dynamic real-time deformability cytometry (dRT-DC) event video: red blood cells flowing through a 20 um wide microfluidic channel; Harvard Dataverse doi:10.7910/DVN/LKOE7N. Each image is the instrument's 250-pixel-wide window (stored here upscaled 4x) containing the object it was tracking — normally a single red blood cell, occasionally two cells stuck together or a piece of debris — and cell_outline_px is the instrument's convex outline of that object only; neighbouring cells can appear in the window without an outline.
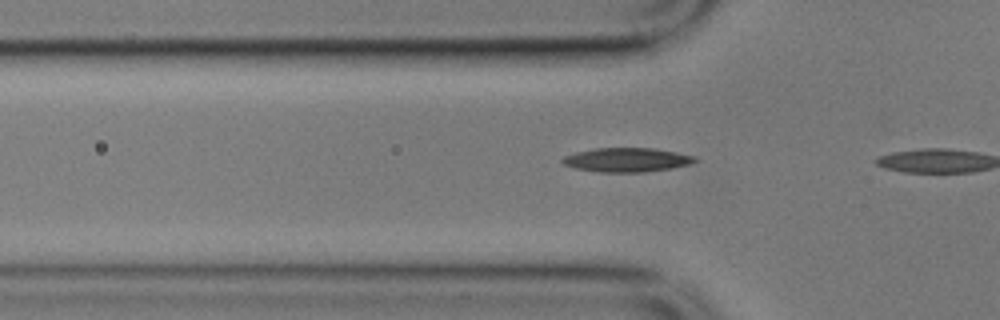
{"species": "common noctule bat (a hibernating species)", "species_latin": "Nyctalus noctula", "temperature_condition": "cold", "stored_images_in_passage": 7, "camera_frame_rate_fps": 3000, "um_per_image_px": 0.085, "animal": {"sex": "male", "body_mass_g": 17.9}, "frame": {"image": 1, "passage_image": 6, "time_ms": 1.667, "image_size_px": [1000, 320], "cell_outline_px": [[696, 160], [684, 164], [668, 168], [636, 172], [608, 172], [580, 168], [564, 164], [560, 160], [568, 156], [580, 152], [600, 148], [648, 148], [672, 152], [692, 156]], "centroid_in_image_um": [53.24, 13.58], "position_along_channel_um": 72.6, "area_um2": 17.28}}